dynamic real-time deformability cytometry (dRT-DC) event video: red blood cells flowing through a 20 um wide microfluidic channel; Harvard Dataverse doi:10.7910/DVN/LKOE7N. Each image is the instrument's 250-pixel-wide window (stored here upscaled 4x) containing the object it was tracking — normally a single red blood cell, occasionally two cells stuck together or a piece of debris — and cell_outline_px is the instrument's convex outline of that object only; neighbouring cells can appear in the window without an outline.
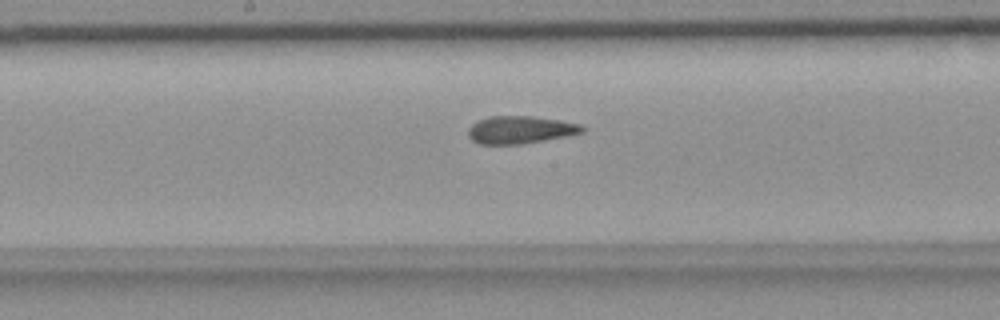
{"species": "common noctule bat (a hibernating species)", "species_latin": "Nyctalus noctula", "temperature_condition": "room temperature", "stored_images_in_passage": 41, "camera_frame_rate_fps": 3000, "um_per_image_px": 0.085, "animal": {"sex": "female", "body_mass_g": 18.4}, "frame": {"image": 1, "passage_image": 16, "time_ms": 5.0, "image_size_px": [1000, 320], "cell_outline_px": [[588, 128], [584, 132], [568, 136], [520, 144], [480, 144], [472, 140], [468, 136], [468, 128], [472, 124], [488, 116], [532, 116], [560, 120], [580, 124]], "centroid_in_image_um": [44.26, 11.03], "position_along_channel_um": 203.9, "area_um2": 18.44}}
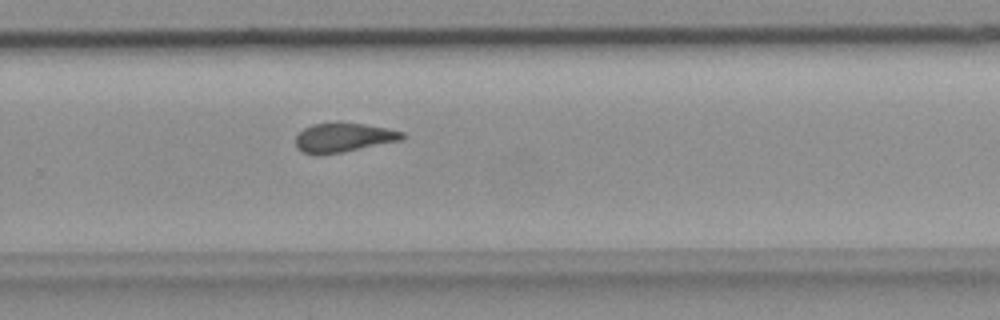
{"frame": {"image": 2, "passage_image": 24, "time_ms": 7.667, "image_size_px": [1000, 320], "cell_outline_px": [[404, 140], [340, 152], [316, 156], [304, 152], [296, 148], [296, 136], [304, 128], [312, 124], [364, 124], [388, 128], [404, 132]], "centroid_in_image_um": [29.2, 11.71], "position_along_channel_um": 300.6, "area_um2": 17.86}}
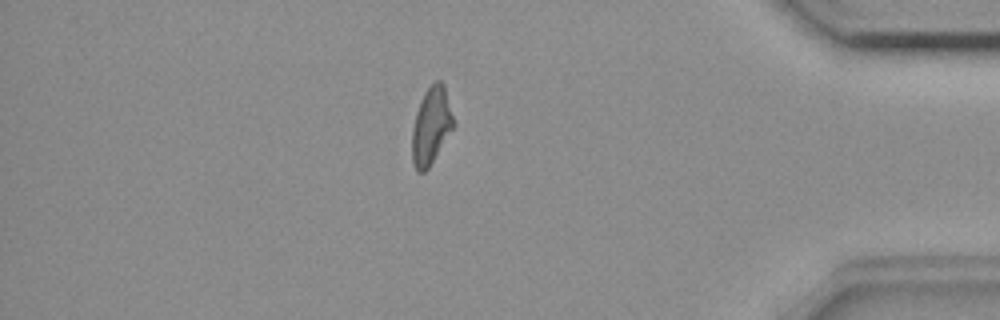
{"frame": {"image": 3, "passage_image": 35, "time_ms": 11.333, "image_size_px": [1000, 320], "cell_outline_px": [[452, 128], [428, 168], [424, 172], [416, 172], [412, 164], [412, 128], [416, 112], [420, 100], [424, 92], [436, 80], [440, 80], [444, 84], [452, 116]], "centroid_in_image_um": [36.6, 10.7], "position_along_channel_um": 398.6, "area_um2": 18.15}, "authors_computed_cell_mechanics": {"area_um2": 18.4382, "velocity_mm_per_s": 3.6407, "shape_relaxation_time_tau1_ms": null, "shape_relaxation_time_tau2_ms": 1.761, "deformation_change_tau1": null, "deformation_change_tau2": 0.0786}}